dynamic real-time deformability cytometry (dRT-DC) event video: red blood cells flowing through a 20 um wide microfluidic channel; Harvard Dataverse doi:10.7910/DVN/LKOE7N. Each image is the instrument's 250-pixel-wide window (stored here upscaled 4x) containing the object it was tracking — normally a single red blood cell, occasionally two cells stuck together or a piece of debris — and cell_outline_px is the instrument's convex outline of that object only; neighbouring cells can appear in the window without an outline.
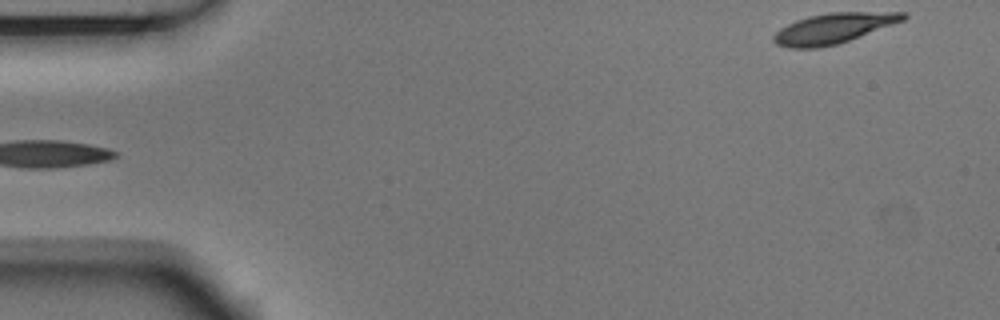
{"species": "Egyptian fruit bat (a non-hibernating species)", "species_latin": "Rousettus aegyptiacus", "temperature_condition": "room temperature", "stored_images_in_passage": 5, "segment_of_instrument_passage": [2, 2], "camera_frame_rate_fps": 3000, "um_per_image_px": 0.085, "animal": {"sex": "male"}, "frame": {"image": 1, "passage_image": 5, "time_ms": 1.333, "image_size_px": [1000, 320], "cell_outline_px": [[908, 16], [904, 20], [848, 40], [836, 44], [820, 48], [788, 48], [776, 44], [772, 40], [772, 36], [780, 28], [796, 20], [808, 16], [828, 12], [908, 12]], "centroid_in_image_um": [70.8, 2.4], "position_along_channel_um": 14.2, "area_um2": 22.77}}